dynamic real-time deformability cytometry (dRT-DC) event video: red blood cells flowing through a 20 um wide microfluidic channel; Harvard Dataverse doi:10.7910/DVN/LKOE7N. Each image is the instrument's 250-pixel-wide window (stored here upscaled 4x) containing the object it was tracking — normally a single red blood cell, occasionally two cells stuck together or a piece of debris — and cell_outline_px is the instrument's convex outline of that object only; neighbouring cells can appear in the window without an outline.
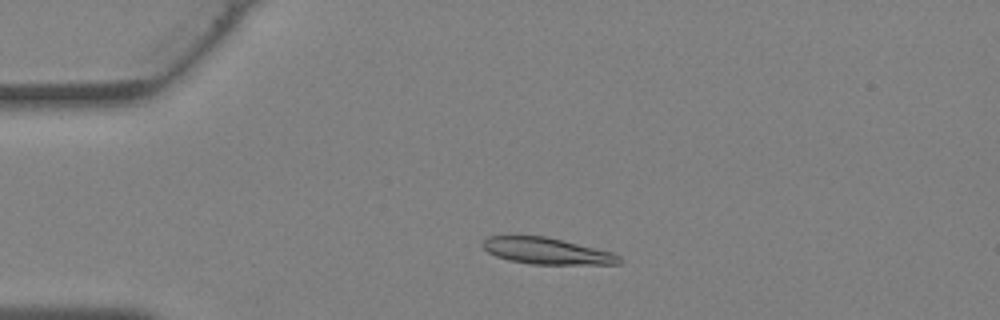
{"species": "Egyptian fruit bat (a non-hibernating species)", "species_latin": "Rousettus aegyptiacus", "temperature_condition": "warm", "stored_images_in_passage": 29, "camera_frame_rate_fps": 3000, "um_per_image_px": 0.085, "animal": {"sex": "female"}, "frame": {"image": 1, "passage_image": 6, "time_ms": 1.667, "image_size_px": [1000, 320], "cell_outline_px": [[624, 260], [620, 264], [532, 264], [508, 260], [496, 256], [488, 252], [480, 244], [488, 236], [512, 232], [544, 236], [612, 252], [620, 256]], "centroid_in_image_um": [46.37, 21.29], "position_along_channel_um": 38.6, "area_um2": 21.68}}
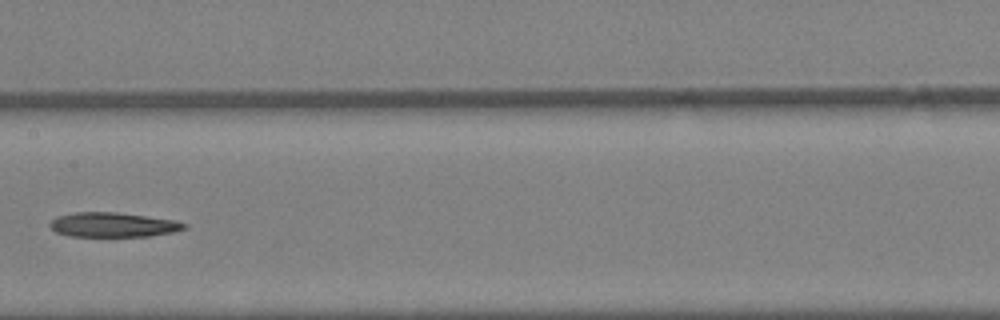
{"frame": {"image": 2, "passage_image": 17, "time_ms": 5.333, "image_size_px": [1000, 320], "cell_outline_px": [[188, 228], [172, 232], [148, 236], [68, 236], [56, 232], [48, 224], [56, 216], [76, 212], [116, 212], [176, 220], [188, 224]], "centroid_in_image_um": [9.62, 19.1], "position_along_channel_um": 197.8, "area_um2": 19.25}}
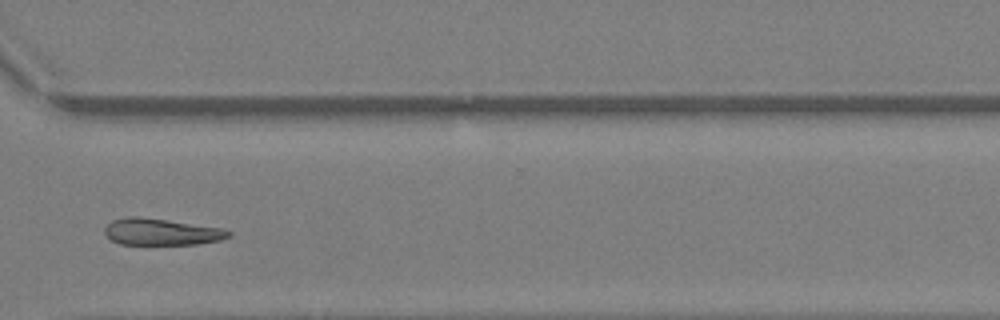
{"frame": {"image": 3, "passage_image": 26, "time_ms": 8.333, "image_size_px": [1000, 320], "cell_outline_px": [[232, 236], [220, 240], [196, 244], [120, 244], [112, 240], [104, 232], [104, 228], [112, 220], [128, 216], [136, 216], [220, 228], [232, 232]], "centroid_in_image_um": [13.7, 19.71], "position_along_channel_um": 356.9, "area_um2": 18.9}}